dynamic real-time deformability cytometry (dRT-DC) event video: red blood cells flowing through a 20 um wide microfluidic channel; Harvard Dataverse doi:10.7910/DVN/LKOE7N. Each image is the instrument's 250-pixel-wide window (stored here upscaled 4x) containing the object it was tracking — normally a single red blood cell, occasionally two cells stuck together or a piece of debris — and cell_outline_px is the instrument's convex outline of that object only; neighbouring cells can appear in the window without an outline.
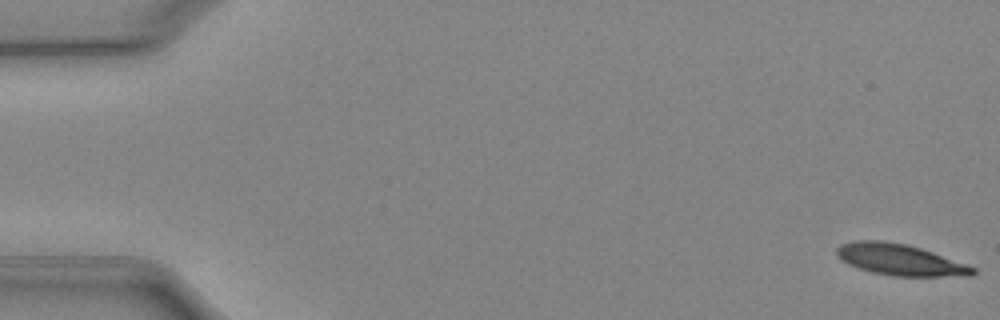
{"species": "Egyptian fruit bat (a non-hibernating species)", "species_latin": "Rousettus aegyptiacus", "temperature_condition": "cold", "stored_images_in_passage": 52, "camera_frame_rate_fps": 3000, "um_per_image_px": 0.085, "animal": {"sex": "female"}, "frame": {"image": 1, "passage_image": 1, "time_ms": 0.0, "image_size_px": [1000, 320], "cell_outline_px": [[976, 272], [972, 276], [892, 276], [872, 272], [848, 264], [836, 256], [836, 248], [840, 244], [852, 240], [880, 240], [904, 244], [920, 248], [932, 252], [976, 268]], "centroid_in_image_um": [76.46, 22.07], "position_along_channel_um": 8.5, "area_um2": 24.68}}
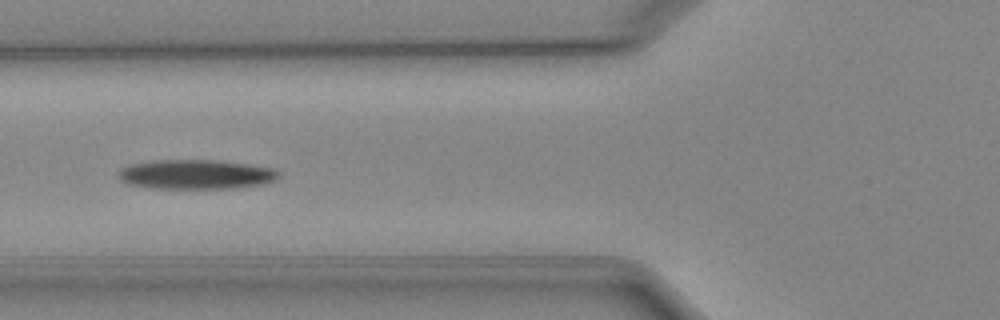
{"frame": {"image": 2, "passage_image": 20, "time_ms": 6.333, "image_size_px": [1000, 320], "cell_outline_px": [[280, 176], [276, 180], [264, 184], [236, 188], [152, 188], [128, 184], [120, 180], [116, 176], [116, 172], [120, 168], [128, 164], [152, 160], [220, 160], [276, 168], [280, 172]], "centroid_in_image_um": [16.64, 14.81], "position_along_channel_um": 109.2, "area_um2": 28.09}}
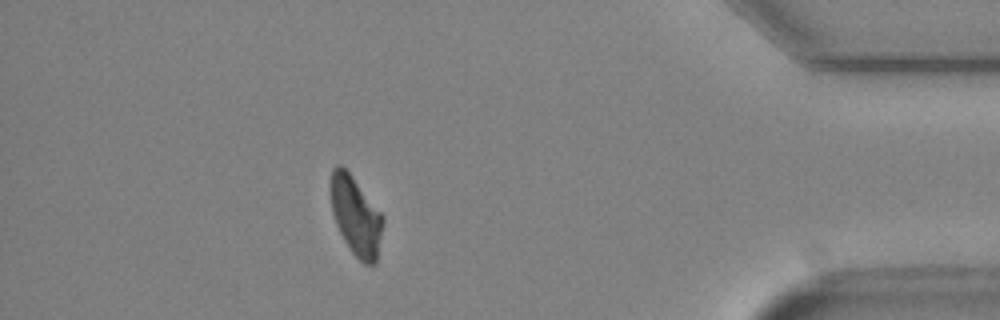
{"frame": {"image": 3, "passage_image": 46, "time_ms": 15.0, "image_size_px": [1000, 320], "cell_outline_px": [[384, 220], [376, 264], [364, 264], [352, 252], [344, 240], [336, 224], [332, 212], [328, 184], [332, 168], [336, 164], [340, 164], [352, 176], [384, 216]], "centroid_in_image_um": [30.22, 18.32], "position_along_channel_um": 405.0, "area_um2": 24.22}, "authors_computed_cell_mechanics": {"area_um2": 26.299, "velocity_mm_per_s": 3.9274, "shape_relaxation_time_tau1_ms": 6.3433, "shape_relaxation_time_tau2_ms": null, "deformation_change_tau1": 0.1499, "deformation_change_tau2": null}}